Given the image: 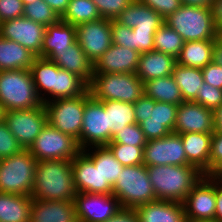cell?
I'll use <instances>...</instances> for the list:
<instances>
[{"label":"cell","instance_id":"cell-1","mask_svg":"<svg viewBox=\"0 0 222 222\" xmlns=\"http://www.w3.org/2000/svg\"><path fill=\"white\" fill-rule=\"evenodd\" d=\"M76 194L71 160L37 161L33 199L74 201Z\"/></svg>","mask_w":222,"mask_h":222},{"label":"cell","instance_id":"cell-2","mask_svg":"<svg viewBox=\"0 0 222 222\" xmlns=\"http://www.w3.org/2000/svg\"><path fill=\"white\" fill-rule=\"evenodd\" d=\"M157 200L183 202L204 174L193 165L147 167Z\"/></svg>","mask_w":222,"mask_h":222},{"label":"cell","instance_id":"cell-3","mask_svg":"<svg viewBox=\"0 0 222 222\" xmlns=\"http://www.w3.org/2000/svg\"><path fill=\"white\" fill-rule=\"evenodd\" d=\"M0 104L5 112L32 109L43 105L30 70L0 71Z\"/></svg>","mask_w":222,"mask_h":222},{"label":"cell","instance_id":"cell-4","mask_svg":"<svg viewBox=\"0 0 222 222\" xmlns=\"http://www.w3.org/2000/svg\"><path fill=\"white\" fill-rule=\"evenodd\" d=\"M88 90L98 101L134 104L144 94V83L136 73H100L92 75Z\"/></svg>","mask_w":222,"mask_h":222},{"label":"cell","instance_id":"cell-5","mask_svg":"<svg viewBox=\"0 0 222 222\" xmlns=\"http://www.w3.org/2000/svg\"><path fill=\"white\" fill-rule=\"evenodd\" d=\"M185 42L199 40H218L211 7L182 5L165 19Z\"/></svg>","mask_w":222,"mask_h":222},{"label":"cell","instance_id":"cell-6","mask_svg":"<svg viewBox=\"0 0 222 222\" xmlns=\"http://www.w3.org/2000/svg\"><path fill=\"white\" fill-rule=\"evenodd\" d=\"M36 165L27 149L0 159V192L31 196Z\"/></svg>","mask_w":222,"mask_h":222},{"label":"cell","instance_id":"cell-7","mask_svg":"<svg viewBox=\"0 0 222 222\" xmlns=\"http://www.w3.org/2000/svg\"><path fill=\"white\" fill-rule=\"evenodd\" d=\"M112 195L124 208L135 209L142 204L157 200L144 164L124 166L112 188Z\"/></svg>","mask_w":222,"mask_h":222},{"label":"cell","instance_id":"cell-8","mask_svg":"<svg viewBox=\"0 0 222 222\" xmlns=\"http://www.w3.org/2000/svg\"><path fill=\"white\" fill-rule=\"evenodd\" d=\"M27 150L37 161L72 160L82 151L76 139L48 123Z\"/></svg>","mask_w":222,"mask_h":222},{"label":"cell","instance_id":"cell-9","mask_svg":"<svg viewBox=\"0 0 222 222\" xmlns=\"http://www.w3.org/2000/svg\"><path fill=\"white\" fill-rule=\"evenodd\" d=\"M47 123L76 139L79 144L85 107V93L72 98H60L43 103Z\"/></svg>","mask_w":222,"mask_h":222},{"label":"cell","instance_id":"cell-10","mask_svg":"<svg viewBox=\"0 0 222 222\" xmlns=\"http://www.w3.org/2000/svg\"><path fill=\"white\" fill-rule=\"evenodd\" d=\"M108 143L109 127L104 104L95 100L87 90L79 146L85 150L94 146H106Z\"/></svg>","mask_w":222,"mask_h":222},{"label":"cell","instance_id":"cell-11","mask_svg":"<svg viewBox=\"0 0 222 222\" xmlns=\"http://www.w3.org/2000/svg\"><path fill=\"white\" fill-rule=\"evenodd\" d=\"M4 122L23 149H28L47 124L44 105L32 109L4 112Z\"/></svg>","mask_w":222,"mask_h":222},{"label":"cell","instance_id":"cell-12","mask_svg":"<svg viewBox=\"0 0 222 222\" xmlns=\"http://www.w3.org/2000/svg\"><path fill=\"white\" fill-rule=\"evenodd\" d=\"M146 167L157 165H191L186 158L180 134L170 133L159 139L146 142L143 152Z\"/></svg>","mask_w":222,"mask_h":222},{"label":"cell","instance_id":"cell-13","mask_svg":"<svg viewBox=\"0 0 222 222\" xmlns=\"http://www.w3.org/2000/svg\"><path fill=\"white\" fill-rule=\"evenodd\" d=\"M216 181L204 175L182 202L187 221H212L215 216Z\"/></svg>","mask_w":222,"mask_h":222},{"label":"cell","instance_id":"cell-14","mask_svg":"<svg viewBox=\"0 0 222 222\" xmlns=\"http://www.w3.org/2000/svg\"><path fill=\"white\" fill-rule=\"evenodd\" d=\"M112 20L99 19L76 26V38L87 58L94 64L112 45Z\"/></svg>","mask_w":222,"mask_h":222},{"label":"cell","instance_id":"cell-15","mask_svg":"<svg viewBox=\"0 0 222 222\" xmlns=\"http://www.w3.org/2000/svg\"><path fill=\"white\" fill-rule=\"evenodd\" d=\"M46 27L26 17L6 20L0 23V36L17 42L36 57H41V48Z\"/></svg>","mask_w":222,"mask_h":222},{"label":"cell","instance_id":"cell-16","mask_svg":"<svg viewBox=\"0 0 222 222\" xmlns=\"http://www.w3.org/2000/svg\"><path fill=\"white\" fill-rule=\"evenodd\" d=\"M74 203L78 222H104L121 209L112 194L77 193Z\"/></svg>","mask_w":222,"mask_h":222},{"label":"cell","instance_id":"cell-17","mask_svg":"<svg viewBox=\"0 0 222 222\" xmlns=\"http://www.w3.org/2000/svg\"><path fill=\"white\" fill-rule=\"evenodd\" d=\"M214 111L193 101H183L177 109L174 133H214Z\"/></svg>","mask_w":222,"mask_h":222},{"label":"cell","instance_id":"cell-18","mask_svg":"<svg viewBox=\"0 0 222 222\" xmlns=\"http://www.w3.org/2000/svg\"><path fill=\"white\" fill-rule=\"evenodd\" d=\"M178 105L157 102L150 98L149 118L139 125L146 140L159 139L174 132Z\"/></svg>","mask_w":222,"mask_h":222},{"label":"cell","instance_id":"cell-19","mask_svg":"<svg viewBox=\"0 0 222 222\" xmlns=\"http://www.w3.org/2000/svg\"><path fill=\"white\" fill-rule=\"evenodd\" d=\"M139 58L138 51L112 44L93 64V74L136 73Z\"/></svg>","mask_w":222,"mask_h":222},{"label":"cell","instance_id":"cell-20","mask_svg":"<svg viewBox=\"0 0 222 222\" xmlns=\"http://www.w3.org/2000/svg\"><path fill=\"white\" fill-rule=\"evenodd\" d=\"M46 58L52 60L60 69L76 74L87 85L90 84L93 75V64L87 58L77 40L68 49L51 52Z\"/></svg>","mask_w":222,"mask_h":222},{"label":"cell","instance_id":"cell-21","mask_svg":"<svg viewBox=\"0 0 222 222\" xmlns=\"http://www.w3.org/2000/svg\"><path fill=\"white\" fill-rule=\"evenodd\" d=\"M30 222H78L75 203L32 198Z\"/></svg>","mask_w":222,"mask_h":222},{"label":"cell","instance_id":"cell-22","mask_svg":"<svg viewBox=\"0 0 222 222\" xmlns=\"http://www.w3.org/2000/svg\"><path fill=\"white\" fill-rule=\"evenodd\" d=\"M82 151L99 168L102 194H112V188L124 166L114 157L107 146H94Z\"/></svg>","mask_w":222,"mask_h":222},{"label":"cell","instance_id":"cell-23","mask_svg":"<svg viewBox=\"0 0 222 222\" xmlns=\"http://www.w3.org/2000/svg\"><path fill=\"white\" fill-rule=\"evenodd\" d=\"M71 163L76 192L102 194L101 175L94 162L81 151Z\"/></svg>","mask_w":222,"mask_h":222},{"label":"cell","instance_id":"cell-24","mask_svg":"<svg viewBox=\"0 0 222 222\" xmlns=\"http://www.w3.org/2000/svg\"><path fill=\"white\" fill-rule=\"evenodd\" d=\"M139 222H187L181 202L155 200L135 208Z\"/></svg>","mask_w":222,"mask_h":222},{"label":"cell","instance_id":"cell-25","mask_svg":"<svg viewBox=\"0 0 222 222\" xmlns=\"http://www.w3.org/2000/svg\"><path fill=\"white\" fill-rule=\"evenodd\" d=\"M212 134L198 132L180 134L187 161L207 176H209Z\"/></svg>","mask_w":222,"mask_h":222},{"label":"cell","instance_id":"cell-26","mask_svg":"<svg viewBox=\"0 0 222 222\" xmlns=\"http://www.w3.org/2000/svg\"><path fill=\"white\" fill-rule=\"evenodd\" d=\"M115 20L132 30H158L165 23L161 15L137 0L127 6Z\"/></svg>","mask_w":222,"mask_h":222},{"label":"cell","instance_id":"cell-27","mask_svg":"<svg viewBox=\"0 0 222 222\" xmlns=\"http://www.w3.org/2000/svg\"><path fill=\"white\" fill-rule=\"evenodd\" d=\"M157 30H132L112 20V44L138 51L140 54L154 50V34Z\"/></svg>","mask_w":222,"mask_h":222},{"label":"cell","instance_id":"cell-28","mask_svg":"<svg viewBox=\"0 0 222 222\" xmlns=\"http://www.w3.org/2000/svg\"><path fill=\"white\" fill-rule=\"evenodd\" d=\"M176 59L155 50L140 54L136 75L145 83L151 79L172 75Z\"/></svg>","mask_w":222,"mask_h":222},{"label":"cell","instance_id":"cell-29","mask_svg":"<svg viewBox=\"0 0 222 222\" xmlns=\"http://www.w3.org/2000/svg\"><path fill=\"white\" fill-rule=\"evenodd\" d=\"M29 70L37 94L42 102L45 103L55 100L57 65L52 60L45 57H35Z\"/></svg>","mask_w":222,"mask_h":222},{"label":"cell","instance_id":"cell-30","mask_svg":"<svg viewBox=\"0 0 222 222\" xmlns=\"http://www.w3.org/2000/svg\"><path fill=\"white\" fill-rule=\"evenodd\" d=\"M76 38V26L62 22L46 26L43 38L41 57H47L51 52L68 49Z\"/></svg>","mask_w":222,"mask_h":222},{"label":"cell","instance_id":"cell-31","mask_svg":"<svg viewBox=\"0 0 222 222\" xmlns=\"http://www.w3.org/2000/svg\"><path fill=\"white\" fill-rule=\"evenodd\" d=\"M218 40H199L184 42L183 48L176 58L181 66L204 68L213 61V49Z\"/></svg>","mask_w":222,"mask_h":222},{"label":"cell","instance_id":"cell-32","mask_svg":"<svg viewBox=\"0 0 222 222\" xmlns=\"http://www.w3.org/2000/svg\"><path fill=\"white\" fill-rule=\"evenodd\" d=\"M35 57L22 45L0 36V71L29 70Z\"/></svg>","mask_w":222,"mask_h":222},{"label":"cell","instance_id":"cell-33","mask_svg":"<svg viewBox=\"0 0 222 222\" xmlns=\"http://www.w3.org/2000/svg\"><path fill=\"white\" fill-rule=\"evenodd\" d=\"M32 197L0 192V222H30Z\"/></svg>","mask_w":222,"mask_h":222},{"label":"cell","instance_id":"cell-34","mask_svg":"<svg viewBox=\"0 0 222 222\" xmlns=\"http://www.w3.org/2000/svg\"><path fill=\"white\" fill-rule=\"evenodd\" d=\"M144 93L157 102L180 105L184 100L172 75L144 83Z\"/></svg>","mask_w":222,"mask_h":222},{"label":"cell","instance_id":"cell-35","mask_svg":"<svg viewBox=\"0 0 222 222\" xmlns=\"http://www.w3.org/2000/svg\"><path fill=\"white\" fill-rule=\"evenodd\" d=\"M175 83L179 86L183 100L193 101L204 83L202 69L175 64L172 72Z\"/></svg>","mask_w":222,"mask_h":222},{"label":"cell","instance_id":"cell-36","mask_svg":"<svg viewBox=\"0 0 222 222\" xmlns=\"http://www.w3.org/2000/svg\"><path fill=\"white\" fill-rule=\"evenodd\" d=\"M107 114L109 143L112 136L126 125L136 123L134 105L122 101H102Z\"/></svg>","mask_w":222,"mask_h":222},{"label":"cell","instance_id":"cell-37","mask_svg":"<svg viewBox=\"0 0 222 222\" xmlns=\"http://www.w3.org/2000/svg\"><path fill=\"white\" fill-rule=\"evenodd\" d=\"M101 19L93 0H70L68 8L61 17V21L77 26L85 22Z\"/></svg>","mask_w":222,"mask_h":222},{"label":"cell","instance_id":"cell-38","mask_svg":"<svg viewBox=\"0 0 222 222\" xmlns=\"http://www.w3.org/2000/svg\"><path fill=\"white\" fill-rule=\"evenodd\" d=\"M87 90L88 85L80 77L57 66L55 100L81 96Z\"/></svg>","mask_w":222,"mask_h":222},{"label":"cell","instance_id":"cell-39","mask_svg":"<svg viewBox=\"0 0 222 222\" xmlns=\"http://www.w3.org/2000/svg\"><path fill=\"white\" fill-rule=\"evenodd\" d=\"M183 38L166 23H164L154 34V50L173 56L175 59L180 54Z\"/></svg>","mask_w":222,"mask_h":222},{"label":"cell","instance_id":"cell-40","mask_svg":"<svg viewBox=\"0 0 222 222\" xmlns=\"http://www.w3.org/2000/svg\"><path fill=\"white\" fill-rule=\"evenodd\" d=\"M23 16L45 27L61 20L58 14L43 0H35L33 3L25 5Z\"/></svg>","mask_w":222,"mask_h":222},{"label":"cell","instance_id":"cell-41","mask_svg":"<svg viewBox=\"0 0 222 222\" xmlns=\"http://www.w3.org/2000/svg\"><path fill=\"white\" fill-rule=\"evenodd\" d=\"M106 146L123 166L143 164L144 146L125 145L122 143H108Z\"/></svg>","mask_w":222,"mask_h":222},{"label":"cell","instance_id":"cell-42","mask_svg":"<svg viewBox=\"0 0 222 222\" xmlns=\"http://www.w3.org/2000/svg\"><path fill=\"white\" fill-rule=\"evenodd\" d=\"M146 138L139 124H129L123 129L117 131L110 141V143H122L125 145L145 146Z\"/></svg>","mask_w":222,"mask_h":222},{"label":"cell","instance_id":"cell-43","mask_svg":"<svg viewBox=\"0 0 222 222\" xmlns=\"http://www.w3.org/2000/svg\"><path fill=\"white\" fill-rule=\"evenodd\" d=\"M193 102L200 103L204 107L215 111L222 105V89L204 82Z\"/></svg>","mask_w":222,"mask_h":222},{"label":"cell","instance_id":"cell-44","mask_svg":"<svg viewBox=\"0 0 222 222\" xmlns=\"http://www.w3.org/2000/svg\"><path fill=\"white\" fill-rule=\"evenodd\" d=\"M134 0H93L103 19L115 20Z\"/></svg>","mask_w":222,"mask_h":222},{"label":"cell","instance_id":"cell-45","mask_svg":"<svg viewBox=\"0 0 222 222\" xmlns=\"http://www.w3.org/2000/svg\"><path fill=\"white\" fill-rule=\"evenodd\" d=\"M23 150L4 120L0 121V159L10 157Z\"/></svg>","mask_w":222,"mask_h":222},{"label":"cell","instance_id":"cell-46","mask_svg":"<svg viewBox=\"0 0 222 222\" xmlns=\"http://www.w3.org/2000/svg\"><path fill=\"white\" fill-rule=\"evenodd\" d=\"M140 4L150 7L166 19L182 6L181 0H137Z\"/></svg>","mask_w":222,"mask_h":222},{"label":"cell","instance_id":"cell-47","mask_svg":"<svg viewBox=\"0 0 222 222\" xmlns=\"http://www.w3.org/2000/svg\"><path fill=\"white\" fill-rule=\"evenodd\" d=\"M222 168V133L212 134V143L209 159V176Z\"/></svg>","mask_w":222,"mask_h":222},{"label":"cell","instance_id":"cell-48","mask_svg":"<svg viewBox=\"0 0 222 222\" xmlns=\"http://www.w3.org/2000/svg\"><path fill=\"white\" fill-rule=\"evenodd\" d=\"M23 15L24 4L21 0H0V23Z\"/></svg>","mask_w":222,"mask_h":222},{"label":"cell","instance_id":"cell-49","mask_svg":"<svg viewBox=\"0 0 222 222\" xmlns=\"http://www.w3.org/2000/svg\"><path fill=\"white\" fill-rule=\"evenodd\" d=\"M202 75L205 83L222 89V66L212 61L202 68Z\"/></svg>","mask_w":222,"mask_h":222},{"label":"cell","instance_id":"cell-50","mask_svg":"<svg viewBox=\"0 0 222 222\" xmlns=\"http://www.w3.org/2000/svg\"><path fill=\"white\" fill-rule=\"evenodd\" d=\"M133 105L137 124L150 117V97L145 93Z\"/></svg>","mask_w":222,"mask_h":222},{"label":"cell","instance_id":"cell-51","mask_svg":"<svg viewBox=\"0 0 222 222\" xmlns=\"http://www.w3.org/2000/svg\"><path fill=\"white\" fill-rule=\"evenodd\" d=\"M104 222H139L137 211L134 208L121 209Z\"/></svg>","mask_w":222,"mask_h":222},{"label":"cell","instance_id":"cell-52","mask_svg":"<svg viewBox=\"0 0 222 222\" xmlns=\"http://www.w3.org/2000/svg\"><path fill=\"white\" fill-rule=\"evenodd\" d=\"M211 10L216 31L220 32L222 30V0H213Z\"/></svg>","mask_w":222,"mask_h":222},{"label":"cell","instance_id":"cell-53","mask_svg":"<svg viewBox=\"0 0 222 222\" xmlns=\"http://www.w3.org/2000/svg\"><path fill=\"white\" fill-rule=\"evenodd\" d=\"M45 1L61 18L68 8L70 0H43Z\"/></svg>","mask_w":222,"mask_h":222},{"label":"cell","instance_id":"cell-54","mask_svg":"<svg viewBox=\"0 0 222 222\" xmlns=\"http://www.w3.org/2000/svg\"><path fill=\"white\" fill-rule=\"evenodd\" d=\"M216 222H222V186L216 182L215 216Z\"/></svg>","mask_w":222,"mask_h":222},{"label":"cell","instance_id":"cell-55","mask_svg":"<svg viewBox=\"0 0 222 222\" xmlns=\"http://www.w3.org/2000/svg\"><path fill=\"white\" fill-rule=\"evenodd\" d=\"M182 5L193 7H211L213 0H181Z\"/></svg>","mask_w":222,"mask_h":222},{"label":"cell","instance_id":"cell-56","mask_svg":"<svg viewBox=\"0 0 222 222\" xmlns=\"http://www.w3.org/2000/svg\"><path fill=\"white\" fill-rule=\"evenodd\" d=\"M214 125V132L222 133V105L214 111Z\"/></svg>","mask_w":222,"mask_h":222},{"label":"cell","instance_id":"cell-57","mask_svg":"<svg viewBox=\"0 0 222 222\" xmlns=\"http://www.w3.org/2000/svg\"><path fill=\"white\" fill-rule=\"evenodd\" d=\"M213 62L222 66V44L217 41L213 49Z\"/></svg>","mask_w":222,"mask_h":222},{"label":"cell","instance_id":"cell-58","mask_svg":"<svg viewBox=\"0 0 222 222\" xmlns=\"http://www.w3.org/2000/svg\"><path fill=\"white\" fill-rule=\"evenodd\" d=\"M211 177L222 186V168H219Z\"/></svg>","mask_w":222,"mask_h":222},{"label":"cell","instance_id":"cell-59","mask_svg":"<svg viewBox=\"0 0 222 222\" xmlns=\"http://www.w3.org/2000/svg\"><path fill=\"white\" fill-rule=\"evenodd\" d=\"M4 112H5V111L3 110V107H2V105L0 104V121L3 120Z\"/></svg>","mask_w":222,"mask_h":222},{"label":"cell","instance_id":"cell-60","mask_svg":"<svg viewBox=\"0 0 222 222\" xmlns=\"http://www.w3.org/2000/svg\"><path fill=\"white\" fill-rule=\"evenodd\" d=\"M21 1H22V3H23L24 6H25V5H27V4L33 3L35 0H21Z\"/></svg>","mask_w":222,"mask_h":222},{"label":"cell","instance_id":"cell-61","mask_svg":"<svg viewBox=\"0 0 222 222\" xmlns=\"http://www.w3.org/2000/svg\"><path fill=\"white\" fill-rule=\"evenodd\" d=\"M218 41L222 44V30L218 32Z\"/></svg>","mask_w":222,"mask_h":222},{"label":"cell","instance_id":"cell-62","mask_svg":"<svg viewBox=\"0 0 222 222\" xmlns=\"http://www.w3.org/2000/svg\"><path fill=\"white\" fill-rule=\"evenodd\" d=\"M187 222H216L215 220H212V221H187Z\"/></svg>","mask_w":222,"mask_h":222}]
</instances>
